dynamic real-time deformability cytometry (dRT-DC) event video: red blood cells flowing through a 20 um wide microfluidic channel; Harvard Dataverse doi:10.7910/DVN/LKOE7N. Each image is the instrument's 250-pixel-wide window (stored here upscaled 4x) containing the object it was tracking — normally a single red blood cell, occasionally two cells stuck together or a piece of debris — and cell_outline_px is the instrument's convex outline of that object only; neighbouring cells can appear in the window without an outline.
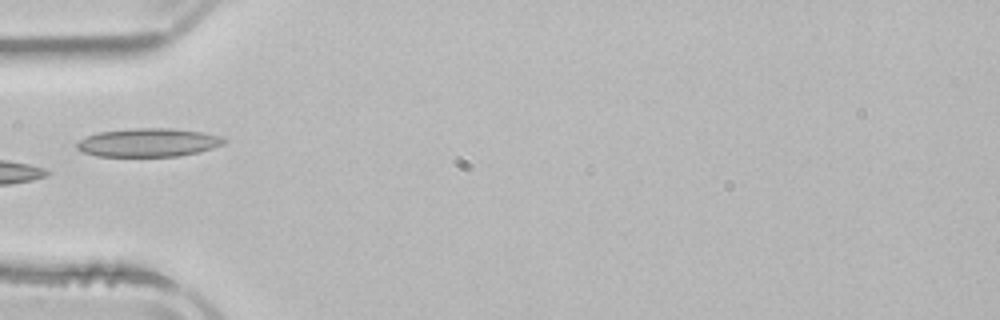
{"species": "common noctule bat (a hibernating species)", "species_latin": "Nyctalus noctula", "temperature_condition": "room temperature", "stored_images_in_passage": 4, "camera_frame_rate_fps": 3000, "um_per_image_px": 0.085, "animal": {"sex": "male", "body_mass_g": 21.5, "forearm_length_mm": 52.0}, "frame": {"image": 1, "passage_image": 4, "time_ms": 5.333, "image_size_px": [1000, 320], "cell_outline_px": [[228, 140], [224, 144], [212, 148], [196, 152], [176, 156], [96, 156], [84, 152], [76, 148], [76, 144], [80, 140], [88, 136], [100, 132], [132, 128], [172, 128], [200, 132], [220, 136]], "centroid_in_image_um": [12.61, 12.11], "position_along_channel_um": 72.4, "area_um2": 24.16}}